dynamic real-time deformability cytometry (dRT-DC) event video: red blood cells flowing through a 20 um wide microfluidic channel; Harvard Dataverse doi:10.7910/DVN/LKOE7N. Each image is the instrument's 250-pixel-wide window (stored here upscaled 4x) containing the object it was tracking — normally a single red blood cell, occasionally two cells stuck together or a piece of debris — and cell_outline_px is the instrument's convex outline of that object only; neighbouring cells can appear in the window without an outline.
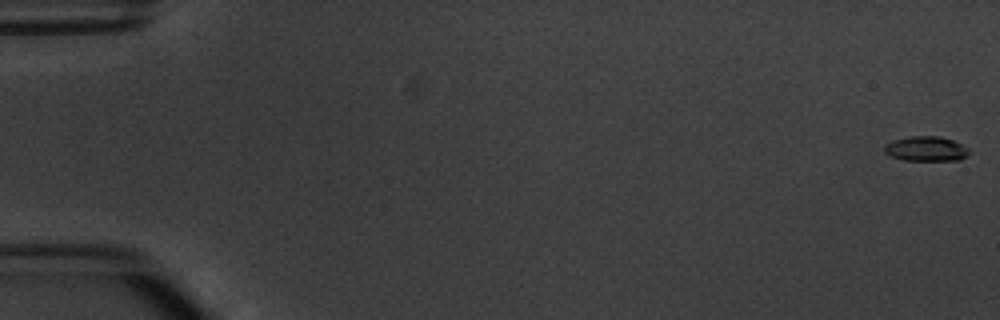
{"species": "common noctule bat (a hibernating species)", "species_latin": "Nyctalus noctula", "temperature_condition": "warm", "stored_images_in_passage": 6, "camera_frame_rate_fps": 3000, "um_per_image_px": 0.085, "animal": {"sex": "male", "body_mass_g": 20.1, "forearm_length_mm": 53.5}, "frame": {"image": 1, "passage_image": 1, "time_ms": 0.0, "image_size_px": [1000, 320], "cell_outline_px": [[968, 156], [960, 160], [904, 160], [892, 156], [884, 152], [884, 144], [892, 140], [912, 136], [940, 136], [952, 140], [968, 148]], "centroid_in_image_um": [78.7, 12.64], "position_along_channel_um": 6.3, "area_um2": 12.2}}
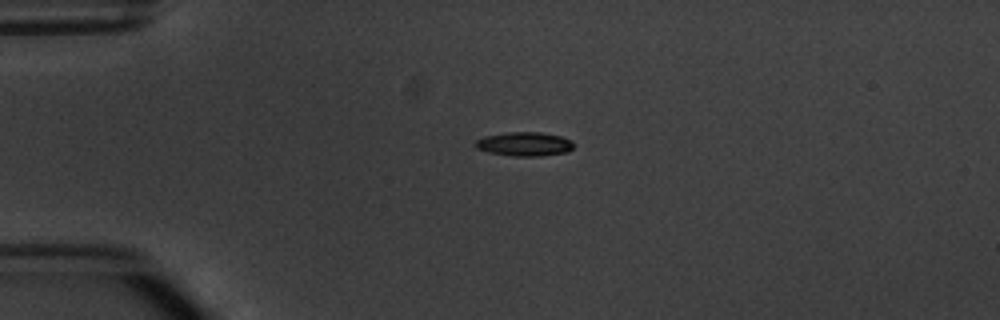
{"frame": {"image": 2, "passage_image": 4, "time_ms": 4.333, "image_size_px": [1000, 320], "cell_outline_px": [[576, 144], [568, 152], [540, 156], [512, 156], [488, 152], [476, 148], [472, 144], [476, 140], [484, 136], [508, 132], [540, 132], [560, 136], [572, 140]], "centroid_in_image_um": [44.57, 12.24], "position_along_channel_um": 40.4, "area_um2": 13.93}}